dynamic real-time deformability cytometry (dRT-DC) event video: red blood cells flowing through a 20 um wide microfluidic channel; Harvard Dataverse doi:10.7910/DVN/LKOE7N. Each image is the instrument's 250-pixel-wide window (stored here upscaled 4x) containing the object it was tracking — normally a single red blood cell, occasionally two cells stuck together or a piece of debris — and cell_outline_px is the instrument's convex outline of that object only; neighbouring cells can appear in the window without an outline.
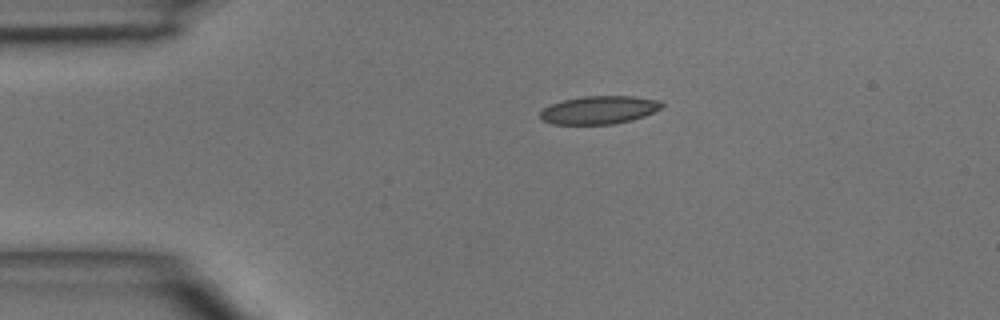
{"species": "common noctule bat (a hibernating species)", "species_latin": "Nyctalus noctula", "temperature_condition": "room temperature", "stored_images_in_passage": 1, "camera_frame_rate_fps": 3000, "um_per_image_px": 0.085, "animal": {"sex": "male", "body_mass_g": 15.6}, "frame": {"image": 1, "passage_image": 1, "time_ms": 0.0, "image_size_px": [1000, 320], "cell_outline_px": [[664, 104], [660, 108], [644, 116], [632, 120], [616, 124], [552, 124], [540, 120], [540, 112], [544, 108], [552, 104], [564, 100], [584, 96], [632, 96], [660, 100]], "centroid_in_image_um": [50.92, 9.35], "position_along_channel_um": 34.1, "area_um2": 19.88}}